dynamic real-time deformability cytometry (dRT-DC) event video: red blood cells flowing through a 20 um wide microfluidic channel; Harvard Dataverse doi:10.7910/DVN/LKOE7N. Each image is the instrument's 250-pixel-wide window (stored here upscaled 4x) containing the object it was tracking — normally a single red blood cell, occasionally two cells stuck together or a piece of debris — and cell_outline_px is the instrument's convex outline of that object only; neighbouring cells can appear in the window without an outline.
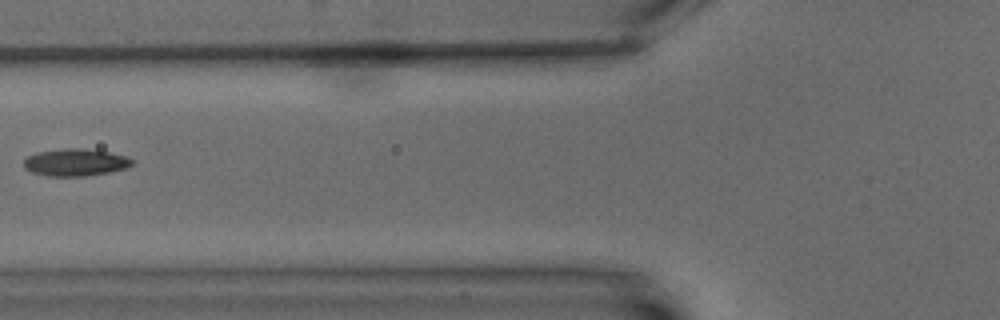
{"species": "common noctule bat (a hibernating species)", "species_latin": "Nyctalus noctula", "temperature_condition": "warm", "stored_images_in_passage": 14, "camera_frame_rate_fps": 3000, "um_per_image_px": 0.085, "animal": {"sex": "male", "body_mass_g": 15.6}, "frame": {"image": 1, "passage_image": 5, "time_ms": 6.0, "image_size_px": [1000, 320], "cell_outline_px": [[132, 164], [128, 168], [108, 172], [84, 176], [48, 176], [32, 172], [24, 168], [24, 160], [28, 156], [36, 152], [64, 148], [84, 148], [108, 152], [128, 156], [132, 160]], "centroid_in_image_um": [6.41, 13.79], "position_along_channel_um": 119.4, "area_um2": 17.22}}
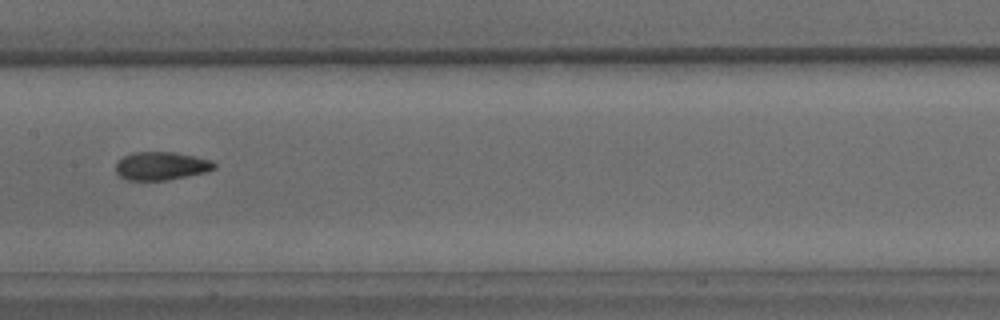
{"frame": {"image": 2, "passage_image": 7, "time_ms": 8.333, "image_size_px": [1000, 320], "cell_outline_px": [[216, 168], [204, 172], [164, 180], [128, 180], [120, 176], [116, 172], [116, 164], [124, 156], [132, 152], [176, 152], [196, 156], [212, 160], [216, 164]], "centroid_in_image_um": [13.71, 14.09], "position_along_channel_um": 193.7, "area_um2": 16.07}}
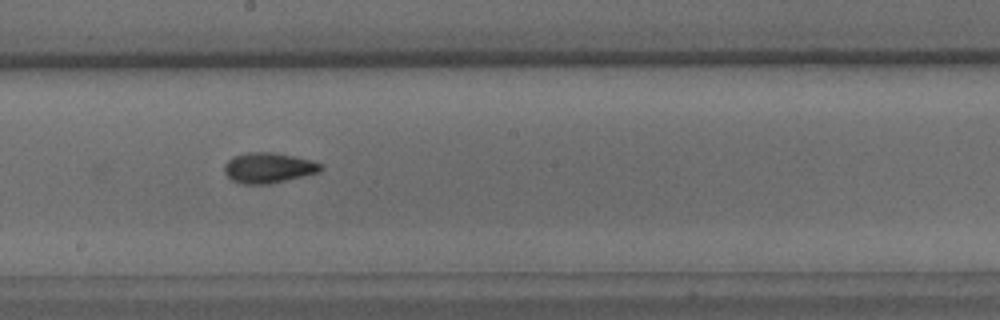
{"frame": {"image": 3, "passage_image": 8, "time_ms": 9.333, "image_size_px": [1000, 320], "cell_outline_px": [[324, 168], [320, 172], [268, 184], [244, 184], [232, 180], [224, 172], [224, 164], [232, 156], [248, 152], [272, 152], [292, 156], [308, 160], [320, 164]], "centroid_in_image_um": [22.77, 14.26], "position_along_channel_um": 225.4, "area_um2": 16.88}}